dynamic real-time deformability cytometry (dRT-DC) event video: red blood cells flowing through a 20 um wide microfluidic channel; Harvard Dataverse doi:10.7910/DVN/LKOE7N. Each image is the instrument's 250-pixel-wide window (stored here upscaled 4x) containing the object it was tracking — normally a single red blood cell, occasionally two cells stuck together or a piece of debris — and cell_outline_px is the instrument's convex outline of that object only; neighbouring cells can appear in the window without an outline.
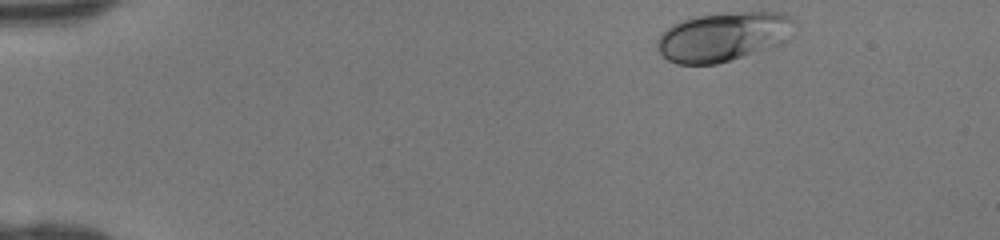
{"species": "human", "species_latin": "Homo sapiens", "temperature_condition": "room temperature", "stored_images_in_passage": 40, "camera_frame_rate_fps": 3000, "um_per_image_px": 0.085, "donor": {"sex": "female"}, "frame": {"image": 1, "passage_image": 1, "time_ms": 0.0, "image_size_px": [1000, 240], "cell_outline_px": [[796, 20], [788, 40], [776, 48], [716, 64], [676, 64], [668, 60], [656, 48], [656, 44], [660, 36], [672, 24], [680, 20], [696, 16], [728, 12], [780, 12], [792, 16]], "centroid_in_image_um": [61.55, 3.12], "position_along_channel_um": 23.5, "area_um2": 40.0}}
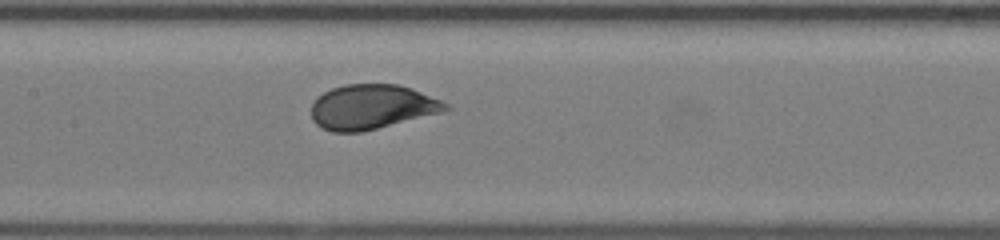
{"frame": {"image": 2, "passage_image": 18, "time_ms": 5.667, "image_size_px": [1000, 240], "cell_outline_px": [[452, 108], [440, 112], [360, 132], [332, 132], [316, 124], [312, 120], [312, 104], [316, 96], [332, 88], [344, 84], [396, 84], [412, 88], [440, 100], [448, 104]], "centroid_in_image_um": [31.56, 9.07], "position_along_channel_um": 175.8, "area_um2": 34.62}}
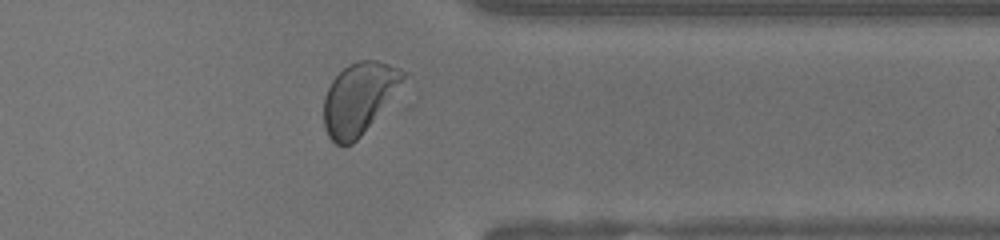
{"frame": {"image": 3, "passage_image": 32, "time_ms": 10.333, "image_size_px": [1000, 240], "cell_outline_px": [[412, 76], [360, 136], [352, 144], [336, 144], [328, 136], [324, 128], [324, 96], [332, 80], [348, 64], [360, 60], [376, 60], [400, 68], [408, 72]], "centroid_in_image_um": [30.58, 8.32], "position_along_channel_um": 380.8, "area_um2": 33.47}}